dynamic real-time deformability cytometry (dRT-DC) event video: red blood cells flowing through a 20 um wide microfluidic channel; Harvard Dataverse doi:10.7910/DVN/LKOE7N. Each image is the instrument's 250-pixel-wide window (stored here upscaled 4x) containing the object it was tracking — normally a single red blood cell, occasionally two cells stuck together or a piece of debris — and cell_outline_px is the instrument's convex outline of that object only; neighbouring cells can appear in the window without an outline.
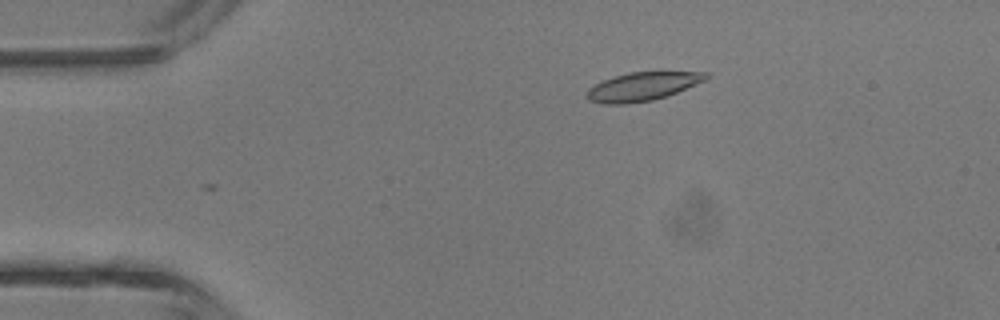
{"species": "common noctule bat (a hibernating species)", "species_latin": "Nyctalus noctula", "temperature_condition": "room temperature", "stored_images_in_passage": 3, "camera_frame_rate_fps": 3000, "um_per_image_px": 0.085, "animal": {"sex": "male", "body_mass_g": 13.3}, "frame": {"image": 1, "passage_image": 2, "time_ms": 2.0, "image_size_px": [1000, 320], "cell_outline_px": [[708, 76], [704, 80], [676, 92], [652, 100], [624, 104], [604, 104], [588, 100], [588, 88], [604, 80], [628, 72], [660, 68], [708, 72]], "centroid_in_image_um": [54.69, 7.27], "position_along_channel_um": 30.3, "area_um2": 20.4}}